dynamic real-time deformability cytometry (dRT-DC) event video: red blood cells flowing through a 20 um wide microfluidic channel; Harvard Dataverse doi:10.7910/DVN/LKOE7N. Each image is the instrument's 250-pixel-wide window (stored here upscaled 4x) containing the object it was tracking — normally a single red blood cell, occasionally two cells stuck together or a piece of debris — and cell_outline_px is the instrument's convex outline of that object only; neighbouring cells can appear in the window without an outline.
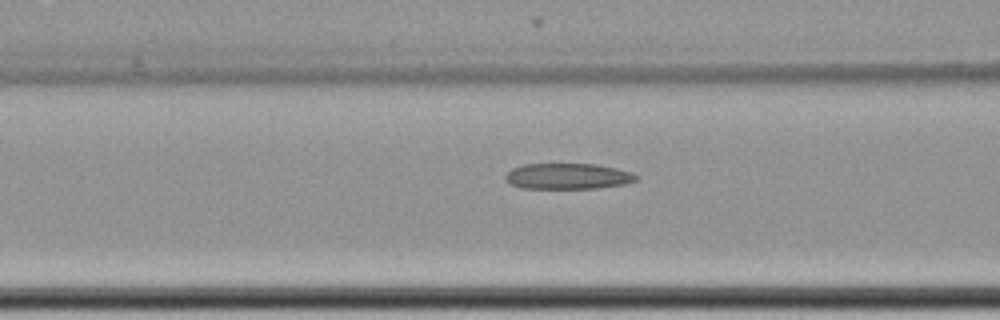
{"species": "common noctule bat (a hibernating species)", "species_latin": "Nyctalus noctula", "temperature_condition": "cold", "stored_images_in_passage": 23, "camera_frame_rate_fps": 3000, "um_per_image_px": 0.085, "animal": {"sex": "female", "body_mass_g": 22.7, "forearm_length_mm": 54.2}, "frame": {"image": 1, "passage_image": 14, "time_ms": 4.333, "image_size_px": [1000, 320], "cell_outline_px": [[640, 176], [636, 180], [624, 184], [600, 188], [520, 188], [508, 184], [504, 180], [504, 176], [512, 168], [524, 164], [596, 164], [616, 168], [632, 172]], "centroid_in_image_um": [48.24, 14.98], "position_along_channel_um": 118.4, "area_um2": 19.88}}
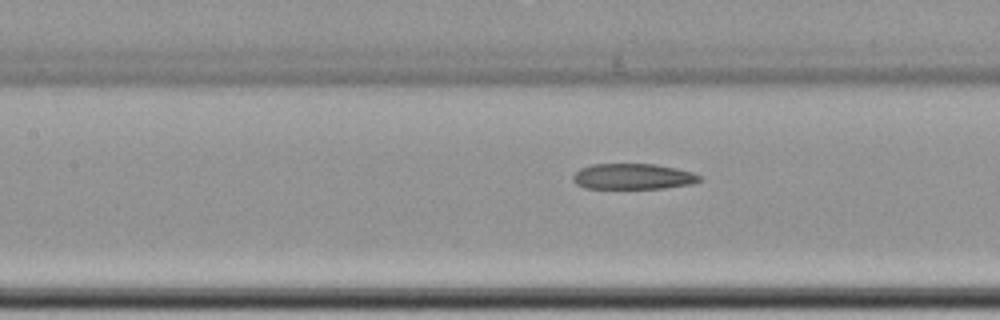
{"frame": {"image": 2, "passage_image": 17, "time_ms": 5.333, "image_size_px": [1000, 320], "cell_outline_px": [[700, 180], [692, 184], [664, 188], [584, 188], [576, 184], [572, 180], [572, 176], [580, 168], [592, 164], [656, 164], [676, 168], [692, 172], [700, 176]], "centroid_in_image_um": [53.77, 15.0], "position_along_channel_um": 153.6, "area_um2": 18.96}}